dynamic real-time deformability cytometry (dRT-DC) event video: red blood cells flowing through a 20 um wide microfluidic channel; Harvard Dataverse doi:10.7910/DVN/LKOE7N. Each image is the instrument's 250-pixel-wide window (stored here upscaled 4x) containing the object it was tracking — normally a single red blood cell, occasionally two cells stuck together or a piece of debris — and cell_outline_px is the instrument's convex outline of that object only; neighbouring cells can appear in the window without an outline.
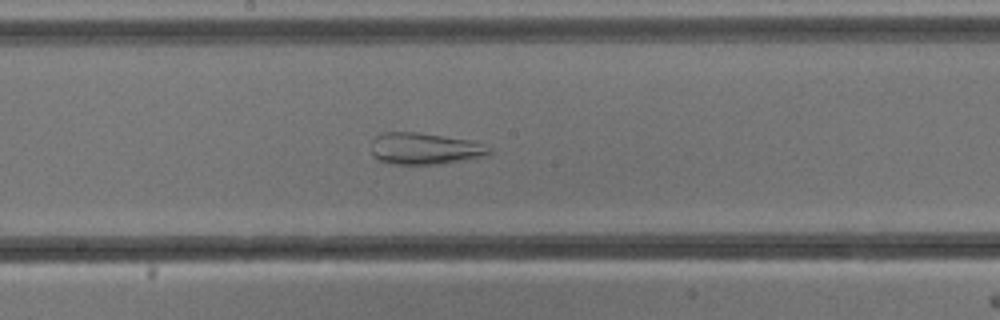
{"species": "common noctule bat (a hibernating species)", "species_latin": "Nyctalus noctula", "temperature_condition": "cold", "stored_images_in_passage": 49, "camera_frame_rate_fps": 3000, "um_per_image_px": 0.085, "animal": {"sex": "male", "body_mass_g": 13.3}, "frame": {"image": 1, "passage_image": 24, "time_ms": 7.667, "image_size_px": [1000, 320], "cell_outline_px": [[492, 152], [488, 156], [440, 164], [392, 164], [380, 160], [372, 152], [372, 140], [376, 136], [384, 132], [416, 132], [472, 140], [492, 148]], "centroid_in_image_um": [36.16, 12.63], "position_along_channel_um": 212.0, "area_um2": 21.79}}
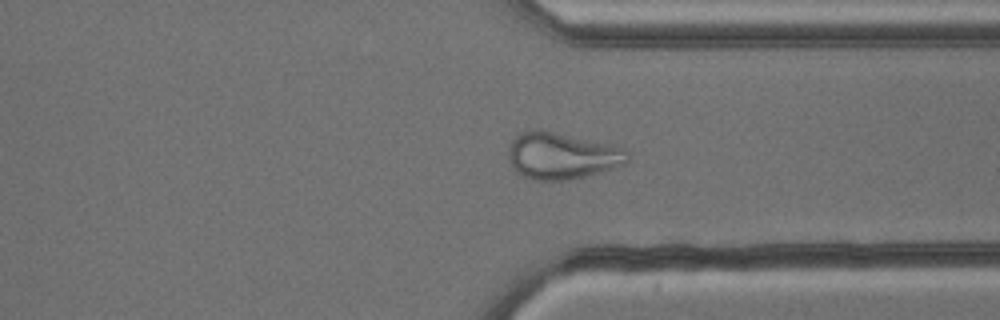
{"frame": {"image": 2, "passage_image": 36, "time_ms": 11.667, "image_size_px": [1000, 320], "cell_outline_px": [[632, 156], [624, 164], [612, 168], [584, 176], [564, 180], [532, 180], [520, 176], [516, 172], [508, 160], [512, 140], [516, 136], [532, 128], [536, 128], [616, 144], [628, 152]], "centroid_in_image_um": [47.77, 13.23], "position_along_channel_um": 363.6, "area_um2": 32.66}}
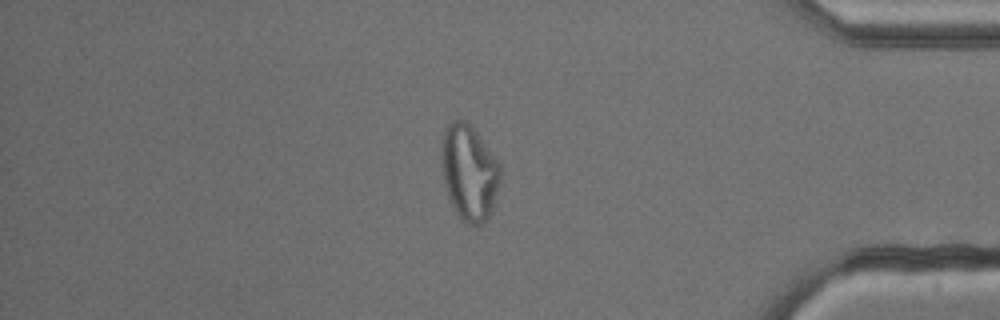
{"frame": {"image": 3, "passage_image": 41, "time_ms": 13.333, "image_size_px": [1000, 320], "cell_outline_px": [[500, 176], [492, 212], [480, 224], [464, 224], [456, 216], [448, 196], [444, 180], [440, 156], [440, 148], [444, 132], [448, 124], [452, 120], [464, 120], [476, 132], [500, 164]], "centroid_in_image_um": [39.85, 14.69], "position_along_channel_um": 395.4, "area_um2": 32.66}}